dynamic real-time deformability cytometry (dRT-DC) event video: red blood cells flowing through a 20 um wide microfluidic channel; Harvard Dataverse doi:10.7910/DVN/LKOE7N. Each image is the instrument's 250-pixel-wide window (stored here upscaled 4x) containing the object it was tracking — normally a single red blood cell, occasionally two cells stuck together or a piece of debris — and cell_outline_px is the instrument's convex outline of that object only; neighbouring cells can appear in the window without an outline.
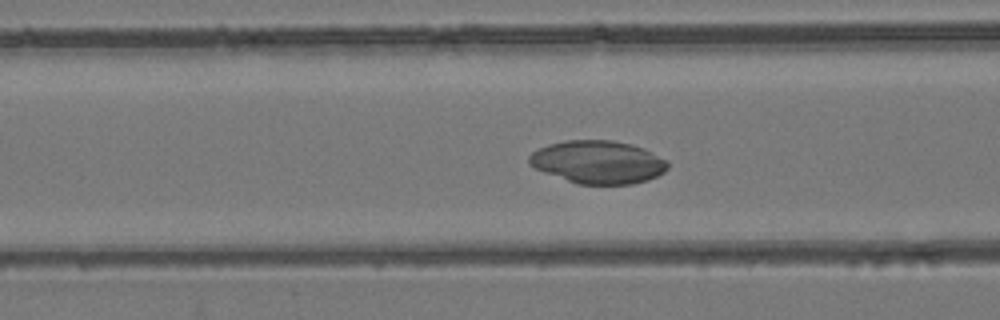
{"species": "common noctule bat (a hibernating species)", "species_latin": "Nyctalus noctula", "temperature_condition": "room temperature", "stored_images_in_passage": 54, "camera_frame_rate_fps": 3000, "um_per_image_px": 0.085, "animal": {"sex": "female", "body_mass_g": 24.6, "forearm_length_mm": 56.2}, "frame": {"image": 1, "passage_image": 22, "time_ms": 7.0, "image_size_px": [1000, 320], "cell_outline_px": [[668, 168], [664, 172], [648, 180], [632, 184], [576, 184], [544, 172], [528, 164], [528, 156], [536, 148], [548, 144], [568, 140], [612, 140], [632, 144], [644, 148], [668, 160]], "centroid_in_image_um": [50.82, 13.77], "position_along_channel_um": 115.8, "area_um2": 34.97}}
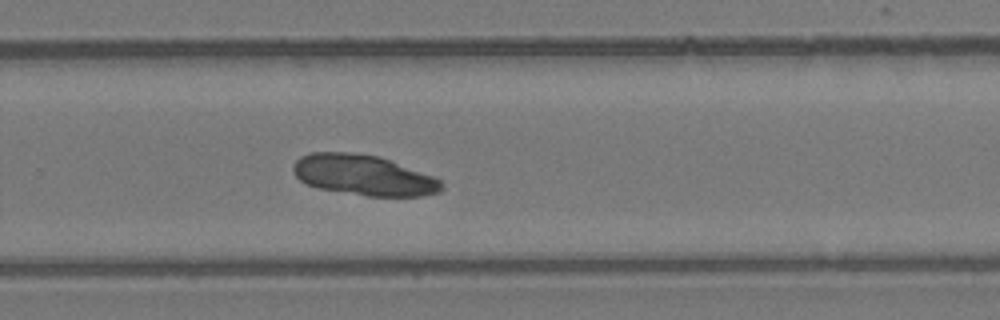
{"frame": {"image": 2, "passage_image": 36, "time_ms": 11.667, "image_size_px": [1000, 320], "cell_outline_px": [[444, 188], [440, 192], [424, 196], [368, 196], [320, 188], [308, 184], [300, 180], [292, 172], [292, 168], [296, 160], [300, 156], [312, 152], [352, 152], [380, 156], [432, 176], [440, 180], [444, 184]], "centroid_in_image_um": [30.91, 14.88], "position_along_channel_um": 298.9, "area_um2": 34.97}}
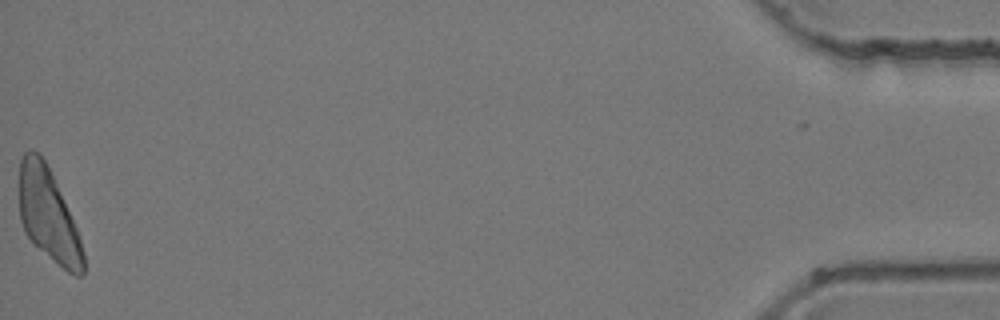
{"frame": {"image": 3, "passage_image": 54, "time_ms": 17.667, "image_size_px": [1000, 320], "cell_outline_px": [[84, 276], [76, 276], [68, 272], [40, 248], [24, 232], [20, 220], [20, 160], [24, 152], [32, 148], [44, 160], [56, 184], [76, 228], [84, 252]], "centroid_in_image_um": [4.1, 18.28], "position_along_channel_um": 431.1, "area_um2": 33.58}}